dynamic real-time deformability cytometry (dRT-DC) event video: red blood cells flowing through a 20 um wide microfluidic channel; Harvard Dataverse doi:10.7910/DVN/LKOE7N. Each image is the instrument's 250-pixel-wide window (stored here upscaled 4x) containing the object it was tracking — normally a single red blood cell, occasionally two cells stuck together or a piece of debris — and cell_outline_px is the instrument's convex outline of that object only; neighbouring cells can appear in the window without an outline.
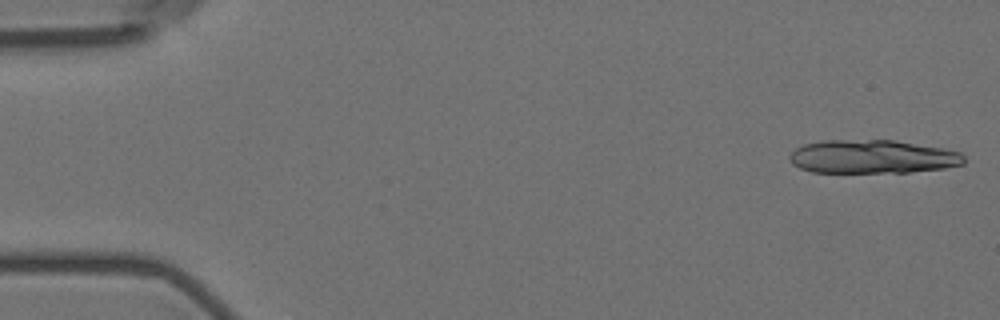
{"species": "Egyptian fruit bat (a non-hibernating species)", "species_latin": "Rousettus aegyptiacus", "temperature_condition": "room temperature", "stored_images_in_passage": 5, "camera_frame_rate_fps": 3000, "um_per_image_px": 0.085, "animal": {"sex": "female"}, "frame": {"image": 1, "passage_image": 1, "time_ms": 0.0, "image_size_px": [1000, 320], "cell_outline_px": [[964, 164], [944, 168], [908, 172], [812, 172], [800, 168], [792, 164], [788, 156], [796, 148], [804, 144], [824, 140], [896, 140], [944, 148], [960, 152], [964, 156]], "centroid_in_image_um": [74.16, 13.31], "position_along_channel_um": 10.8, "area_um2": 34.16}}